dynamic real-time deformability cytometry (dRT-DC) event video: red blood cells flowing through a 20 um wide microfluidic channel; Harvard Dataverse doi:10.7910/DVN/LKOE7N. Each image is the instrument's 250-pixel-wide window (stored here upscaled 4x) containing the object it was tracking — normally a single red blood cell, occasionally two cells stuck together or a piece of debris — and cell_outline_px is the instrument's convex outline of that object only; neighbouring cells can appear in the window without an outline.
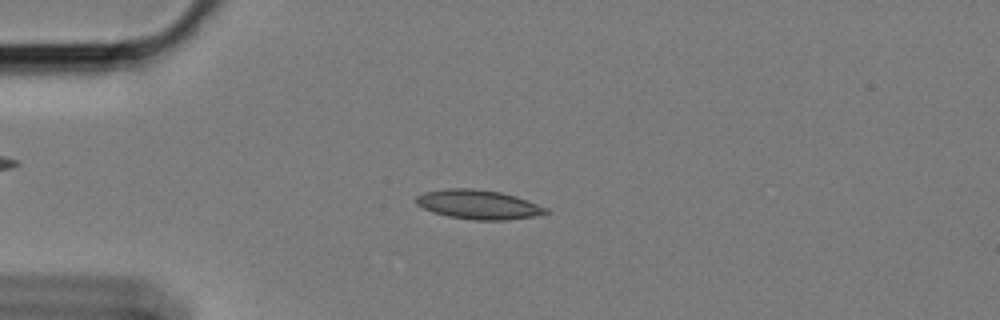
{"species": "Egyptian fruit bat (a non-hibernating species)", "species_latin": "Rousettus aegyptiacus", "temperature_condition": "cold", "stored_images_in_passage": 54, "camera_frame_rate_fps": 3000, "um_per_image_px": 0.085, "animal": {"sex": "female"}, "frame": {"image": 1, "passage_image": 10, "time_ms": 3.0, "image_size_px": [1000, 320], "cell_outline_px": [[548, 212], [532, 216], [508, 220], [472, 220], [448, 216], [432, 212], [416, 204], [416, 196], [424, 192], [448, 188], [472, 188], [500, 192], [516, 196], [528, 200], [548, 208]], "centroid_in_image_um": [40.64, 17.38], "position_along_channel_um": 44.4, "area_um2": 22.08}}
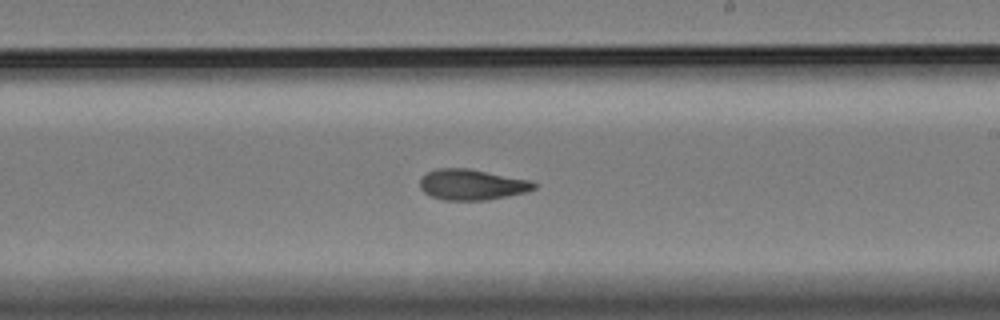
{"frame": {"image": 2, "passage_image": 30, "time_ms": 9.667, "image_size_px": [1000, 320], "cell_outline_px": [[536, 188], [528, 192], [488, 200], [444, 200], [432, 196], [424, 192], [420, 188], [420, 176], [436, 168], [468, 168], [532, 180], [536, 184]], "centroid_in_image_um": [40.13, 15.69], "position_along_channel_um": 248.9, "area_um2": 20.63}}
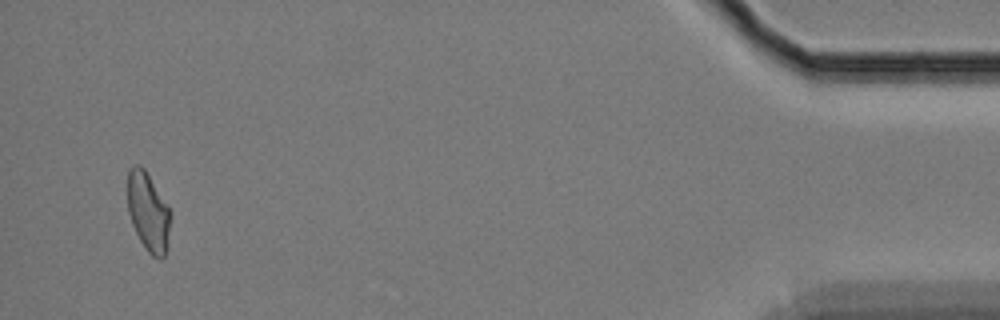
{"frame": {"image": 3, "passage_image": 52, "time_ms": 17.0, "image_size_px": [1000, 320], "cell_outline_px": [[172, 216], [164, 256], [160, 260], [152, 256], [144, 248], [132, 224], [128, 212], [128, 172], [132, 164], [140, 164], [144, 168], [172, 212]], "centroid_in_image_um": [12.6, 18.0], "position_along_channel_um": 422.6, "area_um2": 19.77}, "authors_computed_cell_mechanics": {"area_um2": 20.519, "velocity_mm_per_s": 3.383, "shape_relaxation_time_tau1_ms": null, "shape_relaxation_time_tau2_ms": 3.0941, "deformation_change_tau1": null, "deformation_change_tau2": 0.0788}}